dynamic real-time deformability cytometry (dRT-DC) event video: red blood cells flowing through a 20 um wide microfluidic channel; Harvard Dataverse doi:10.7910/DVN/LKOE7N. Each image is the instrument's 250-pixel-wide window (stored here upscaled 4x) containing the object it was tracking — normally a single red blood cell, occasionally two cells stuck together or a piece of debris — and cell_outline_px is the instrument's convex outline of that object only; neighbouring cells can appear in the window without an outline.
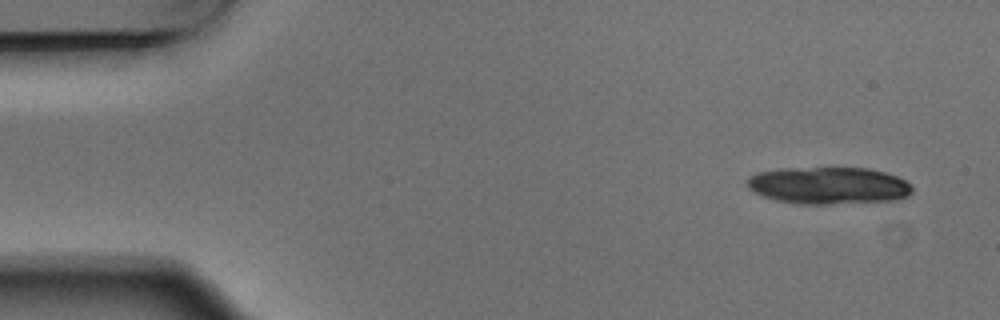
{"species": "Egyptian fruit bat (a non-hibernating species)", "species_latin": "Rousettus aegyptiacus", "temperature_condition": "warm", "stored_images_in_passage": 5, "camera_frame_rate_fps": 3000, "um_per_image_px": 0.085, "animal": {"sex": "male"}, "frame": {"image": 1, "passage_image": 1, "time_ms": 0.0, "image_size_px": [1000, 320], "cell_outline_px": [[912, 192], [908, 196], [896, 200], [828, 204], [796, 204], [776, 200], [764, 196], [748, 188], [748, 176], [760, 172], [784, 168], [868, 168], [884, 172], [896, 176], [904, 180], [912, 188]], "centroid_in_image_um": [70.43, 15.77], "position_along_channel_um": 14.6, "area_um2": 35.55}}